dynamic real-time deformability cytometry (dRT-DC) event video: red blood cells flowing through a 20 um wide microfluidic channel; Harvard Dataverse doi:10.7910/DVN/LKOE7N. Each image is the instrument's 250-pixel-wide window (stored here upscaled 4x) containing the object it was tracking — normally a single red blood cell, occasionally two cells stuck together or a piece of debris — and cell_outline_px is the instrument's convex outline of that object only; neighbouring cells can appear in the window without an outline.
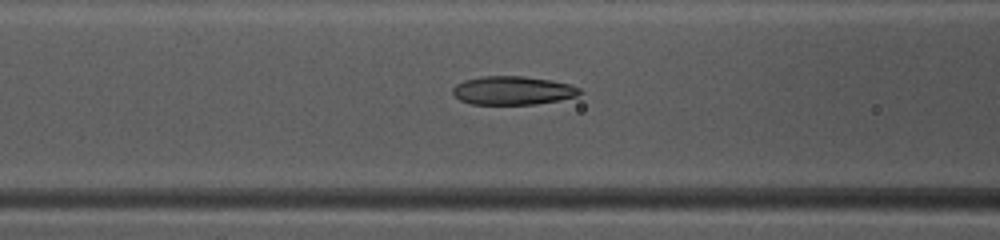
{"species": "common noctule bat (a hibernating species)", "species_latin": "Nyctalus noctula", "temperature_condition": "warm", "stored_images_in_passage": 35, "camera_frame_rate_fps": 3000, "um_per_image_px": 0.085, "animal": {"sex": "female", "body_mass_g": 10.0, "forearm_length_mm": 53.1}, "frame": {"image": 1, "passage_image": 12, "time_ms": 3.667, "image_size_px": [1000, 240], "cell_outline_px": [[580, 92], [576, 96], [560, 100], [536, 104], [472, 104], [460, 100], [452, 92], [452, 88], [456, 84], [464, 80], [480, 76], [524, 76], [552, 80], [568, 84], [580, 88]], "centroid_in_image_um": [43.56, 7.68], "position_along_channel_um": 123.0, "area_um2": 21.1}}
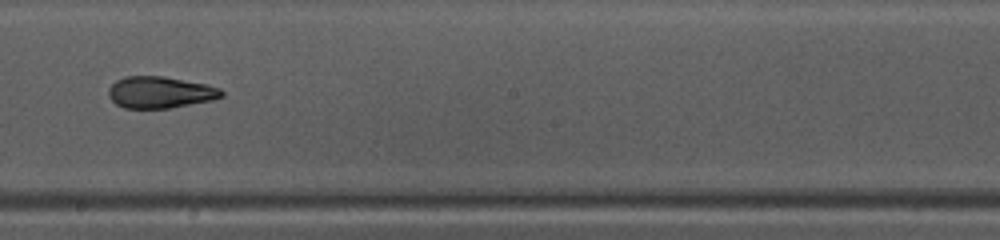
{"frame": {"image": 2, "passage_image": 20, "time_ms": 6.333, "image_size_px": [1000, 240], "cell_outline_px": [[224, 96], [212, 100], [168, 108], [124, 108], [116, 104], [108, 96], [108, 88], [116, 80], [124, 76], [164, 76], [208, 84], [220, 88], [224, 92]], "centroid_in_image_um": [13.61, 7.83], "position_along_channel_um": 234.6, "area_um2": 20.98}}
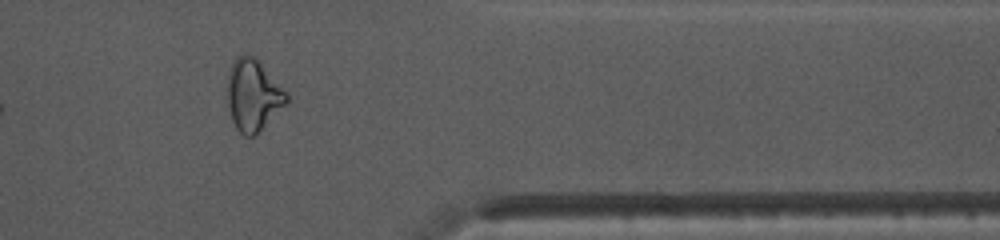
{"frame": {"image": 3, "passage_image": 32, "time_ms": 10.333, "image_size_px": [1000, 240], "cell_outline_px": [[288, 100], [256, 136], [244, 136], [236, 128], [232, 120], [228, 108], [228, 72], [232, 60], [244, 52], [252, 56], [288, 92]], "centroid_in_image_um": [21.49, 8.09], "position_along_channel_um": 389.9, "area_um2": 24.45}, "authors_computed_cell_mechanics": {"area_um2": 21.386, "velocity_mm_per_s": 4.1707, "shape_relaxation_time_tau1_ms": 5.9834, "shape_relaxation_time_tau2_ms": 2.251, "deformation_change_tau1": 0.1775, "deformation_change_tau2": 0.107}}